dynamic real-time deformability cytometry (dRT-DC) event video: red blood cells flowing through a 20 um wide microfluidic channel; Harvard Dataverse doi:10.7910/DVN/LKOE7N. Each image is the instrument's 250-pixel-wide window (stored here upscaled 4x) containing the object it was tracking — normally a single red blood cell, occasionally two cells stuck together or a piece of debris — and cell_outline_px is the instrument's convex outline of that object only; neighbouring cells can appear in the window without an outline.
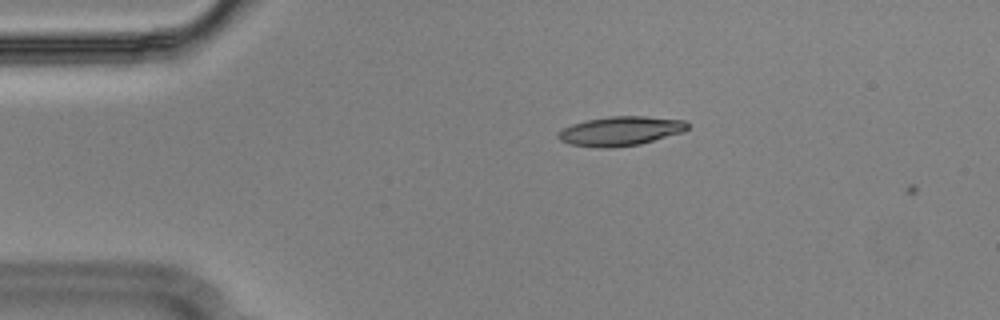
{"species": "Egyptian fruit bat (a non-hibernating species)", "species_latin": "Rousettus aegyptiacus", "temperature_condition": "cold", "stored_images_in_passage": 4, "camera_frame_rate_fps": 3000, "um_per_image_px": 0.085, "animal": {"sex": "male"}, "frame": {"image": 1, "passage_image": 3, "time_ms": 0.667, "image_size_px": [1000, 320], "cell_outline_px": [[688, 128], [684, 132], [640, 144], [612, 148], [604, 148], [572, 144], [560, 140], [556, 136], [556, 132], [572, 124], [588, 120], [612, 116], [644, 116], [684, 120], [688, 124]], "centroid_in_image_um": [52.75, 11.14], "position_along_channel_um": 32.2, "area_um2": 21.96}}